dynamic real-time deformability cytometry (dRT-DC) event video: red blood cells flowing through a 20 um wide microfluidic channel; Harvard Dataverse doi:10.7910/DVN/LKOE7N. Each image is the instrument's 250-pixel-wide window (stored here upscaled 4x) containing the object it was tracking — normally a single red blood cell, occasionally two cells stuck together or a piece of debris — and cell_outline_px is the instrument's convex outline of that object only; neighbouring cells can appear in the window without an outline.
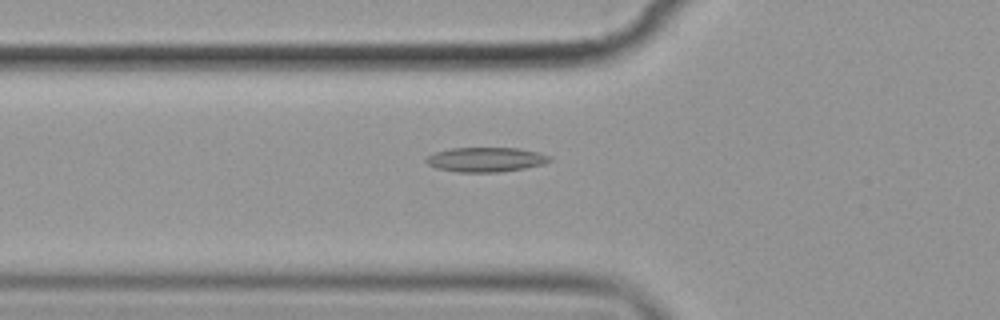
{"species": "common noctule bat (a hibernating species)", "species_latin": "Nyctalus noctula", "temperature_condition": "cold", "stored_images_in_passage": 5, "camera_frame_rate_fps": 3000, "um_per_image_px": 0.085, "animal": {"sex": "female", "body_mass_g": 19.9}, "frame": {"image": 1, "passage_image": 5, "time_ms": 4.667, "image_size_px": [1000, 320], "cell_outline_px": [[552, 160], [544, 164], [524, 168], [500, 172], [456, 172], [436, 168], [428, 164], [424, 160], [428, 156], [436, 152], [452, 148], [520, 148], [540, 152], [552, 156]], "centroid_in_image_um": [41.34, 13.56], "position_along_channel_um": 84.5, "area_um2": 17.8}}